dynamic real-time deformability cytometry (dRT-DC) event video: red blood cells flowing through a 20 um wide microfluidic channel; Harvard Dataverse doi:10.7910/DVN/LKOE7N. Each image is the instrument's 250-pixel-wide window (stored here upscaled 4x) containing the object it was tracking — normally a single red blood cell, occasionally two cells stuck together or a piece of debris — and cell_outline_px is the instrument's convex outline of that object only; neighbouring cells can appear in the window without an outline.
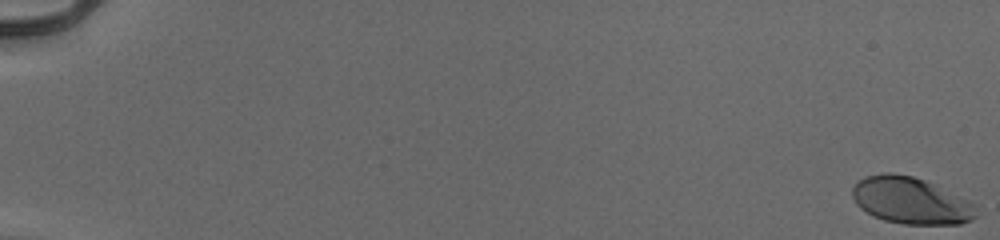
{"species": "human", "species_latin": "Homo sapiens", "temperature_condition": "cold", "stored_images_in_passage": 49, "camera_frame_rate_fps": 3000, "um_per_image_px": 0.085, "donor": {"sex": "male"}, "frame": {"image": 1, "passage_image": 1, "time_ms": 0.0, "image_size_px": [1000, 240], "cell_outline_px": [[976, 216], [972, 220], [960, 224], [904, 224], [884, 220], [872, 216], [860, 208], [856, 204], [852, 196], [852, 188], [864, 176], [884, 172], [892, 172], [912, 176], [924, 180], [968, 200], [976, 204]], "centroid_in_image_um": [77.39, 17.05], "position_along_channel_um": 7.6, "area_um2": 33.76}}
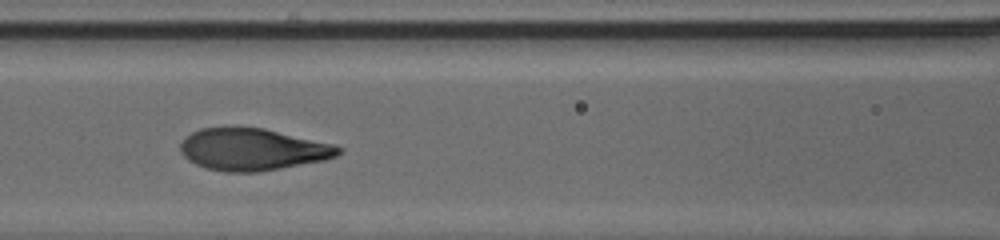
{"frame": {"image": 2, "passage_image": 28, "time_ms": 9.0, "image_size_px": [1000, 240], "cell_outline_px": [[344, 152], [336, 156], [324, 160], [260, 172], [224, 172], [208, 168], [196, 164], [188, 160], [180, 152], [180, 144], [192, 132], [200, 128], [232, 124], [236, 124], [264, 128], [336, 144], [344, 148]], "centroid_in_image_um": [21.49, 12.66], "position_along_channel_um": 145.1, "area_um2": 39.65}}
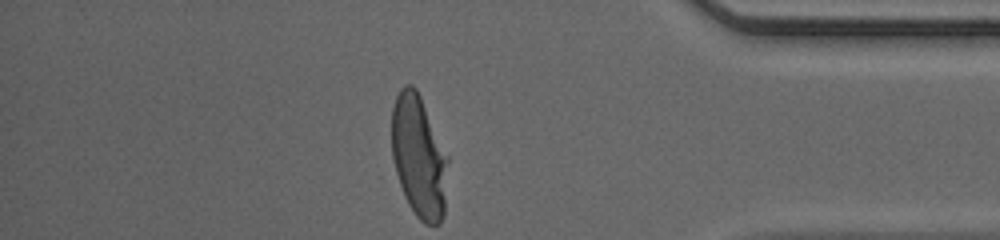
{"frame": {"image": 3, "passage_image": 49, "time_ms": 16.0, "image_size_px": [1000, 240], "cell_outline_px": [[448, 160], [444, 216], [440, 224], [424, 224], [416, 216], [408, 204], [404, 196], [396, 172], [392, 156], [392, 108], [396, 96], [400, 88], [404, 84], [412, 84], [416, 88], [420, 96], [448, 156]], "centroid_in_image_um": [35.6, 13.32], "position_along_channel_um": 399.6, "area_um2": 40.11}, "authors_computed_cell_mechanics": {"area_um2": 38.3792, "velocity_mm_per_s": 3.9614, "shape_relaxation_time_tau1_ms": 2.9678, "shape_relaxation_time_tau2_ms": null, "deformation_change_tau1": 0.1987, "deformation_change_tau2": null}}